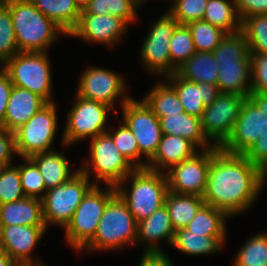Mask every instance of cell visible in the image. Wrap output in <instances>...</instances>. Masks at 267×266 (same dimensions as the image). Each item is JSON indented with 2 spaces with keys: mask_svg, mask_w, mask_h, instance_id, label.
<instances>
[{
  "mask_svg": "<svg viewBox=\"0 0 267 266\" xmlns=\"http://www.w3.org/2000/svg\"><path fill=\"white\" fill-rule=\"evenodd\" d=\"M46 226H0V246L15 263H41L31 256L35 245L44 235Z\"/></svg>",
  "mask_w": 267,
  "mask_h": 266,
  "instance_id": "obj_18",
  "label": "cell"
},
{
  "mask_svg": "<svg viewBox=\"0 0 267 266\" xmlns=\"http://www.w3.org/2000/svg\"><path fill=\"white\" fill-rule=\"evenodd\" d=\"M107 188L102 192L99 185H94L64 228L68 244L76 250H82L94 238L103 211L116 194L115 187L108 185Z\"/></svg>",
  "mask_w": 267,
  "mask_h": 266,
  "instance_id": "obj_7",
  "label": "cell"
},
{
  "mask_svg": "<svg viewBox=\"0 0 267 266\" xmlns=\"http://www.w3.org/2000/svg\"><path fill=\"white\" fill-rule=\"evenodd\" d=\"M94 185L97 183H90L89 178L78 169L76 174L64 184L40 195L46 228L50 223L65 228L87 192Z\"/></svg>",
  "mask_w": 267,
  "mask_h": 266,
  "instance_id": "obj_6",
  "label": "cell"
},
{
  "mask_svg": "<svg viewBox=\"0 0 267 266\" xmlns=\"http://www.w3.org/2000/svg\"><path fill=\"white\" fill-rule=\"evenodd\" d=\"M13 153H16L14 132L0 125V168L12 165Z\"/></svg>",
  "mask_w": 267,
  "mask_h": 266,
  "instance_id": "obj_47",
  "label": "cell"
},
{
  "mask_svg": "<svg viewBox=\"0 0 267 266\" xmlns=\"http://www.w3.org/2000/svg\"><path fill=\"white\" fill-rule=\"evenodd\" d=\"M46 17L53 20L69 36L79 21L81 10L74 0H30Z\"/></svg>",
  "mask_w": 267,
  "mask_h": 266,
  "instance_id": "obj_28",
  "label": "cell"
},
{
  "mask_svg": "<svg viewBox=\"0 0 267 266\" xmlns=\"http://www.w3.org/2000/svg\"><path fill=\"white\" fill-rule=\"evenodd\" d=\"M10 10L19 52H46L66 32L43 15L30 0H3Z\"/></svg>",
  "mask_w": 267,
  "mask_h": 266,
  "instance_id": "obj_2",
  "label": "cell"
},
{
  "mask_svg": "<svg viewBox=\"0 0 267 266\" xmlns=\"http://www.w3.org/2000/svg\"><path fill=\"white\" fill-rule=\"evenodd\" d=\"M266 130V115L247 97L241 106L231 135L220 148L228 153L245 154Z\"/></svg>",
  "mask_w": 267,
  "mask_h": 266,
  "instance_id": "obj_15",
  "label": "cell"
},
{
  "mask_svg": "<svg viewBox=\"0 0 267 266\" xmlns=\"http://www.w3.org/2000/svg\"><path fill=\"white\" fill-rule=\"evenodd\" d=\"M15 262L10 258V256L0 249V266H14Z\"/></svg>",
  "mask_w": 267,
  "mask_h": 266,
  "instance_id": "obj_52",
  "label": "cell"
},
{
  "mask_svg": "<svg viewBox=\"0 0 267 266\" xmlns=\"http://www.w3.org/2000/svg\"><path fill=\"white\" fill-rule=\"evenodd\" d=\"M168 11L179 24L203 20L208 0H173Z\"/></svg>",
  "mask_w": 267,
  "mask_h": 266,
  "instance_id": "obj_43",
  "label": "cell"
},
{
  "mask_svg": "<svg viewBox=\"0 0 267 266\" xmlns=\"http://www.w3.org/2000/svg\"><path fill=\"white\" fill-rule=\"evenodd\" d=\"M30 159L37 165L46 190L64 184L78 171L71 173L69 160L54 150L35 154Z\"/></svg>",
  "mask_w": 267,
  "mask_h": 266,
  "instance_id": "obj_26",
  "label": "cell"
},
{
  "mask_svg": "<svg viewBox=\"0 0 267 266\" xmlns=\"http://www.w3.org/2000/svg\"><path fill=\"white\" fill-rule=\"evenodd\" d=\"M129 178H132L130 192L123 188L124 182ZM115 189L137 223L165 205L169 192L166 174L162 170L158 172L147 168H136Z\"/></svg>",
  "mask_w": 267,
  "mask_h": 266,
  "instance_id": "obj_3",
  "label": "cell"
},
{
  "mask_svg": "<svg viewBox=\"0 0 267 266\" xmlns=\"http://www.w3.org/2000/svg\"><path fill=\"white\" fill-rule=\"evenodd\" d=\"M14 266H45L44 264L41 263H15Z\"/></svg>",
  "mask_w": 267,
  "mask_h": 266,
  "instance_id": "obj_54",
  "label": "cell"
},
{
  "mask_svg": "<svg viewBox=\"0 0 267 266\" xmlns=\"http://www.w3.org/2000/svg\"><path fill=\"white\" fill-rule=\"evenodd\" d=\"M125 87L121 75L100 67H91L83 73L76 95L105 103L113 108L116 114L113 102L123 95Z\"/></svg>",
  "mask_w": 267,
  "mask_h": 266,
  "instance_id": "obj_16",
  "label": "cell"
},
{
  "mask_svg": "<svg viewBox=\"0 0 267 266\" xmlns=\"http://www.w3.org/2000/svg\"><path fill=\"white\" fill-rule=\"evenodd\" d=\"M162 134L181 136L196 147H203L204 150L214 147L213 143L204 135L201 127V119L191 116L185 112L174 115H167L159 119Z\"/></svg>",
  "mask_w": 267,
  "mask_h": 266,
  "instance_id": "obj_25",
  "label": "cell"
},
{
  "mask_svg": "<svg viewBox=\"0 0 267 266\" xmlns=\"http://www.w3.org/2000/svg\"><path fill=\"white\" fill-rule=\"evenodd\" d=\"M244 156L267 175V130L260 135Z\"/></svg>",
  "mask_w": 267,
  "mask_h": 266,
  "instance_id": "obj_46",
  "label": "cell"
},
{
  "mask_svg": "<svg viewBox=\"0 0 267 266\" xmlns=\"http://www.w3.org/2000/svg\"><path fill=\"white\" fill-rule=\"evenodd\" d=\"M212 158V148L169 168L166 173L168 189L177 194L203 196Z\"/></svg>",
  "mask_w": 267,
  "mask_h": 266,
  "instance_id": "obj_14",
  "label": "cell"
},
{
  "mask_svg": "<svg viewBox=\"0 0 267 266\" xmlns=\"http://www.w3.org/2000/svg\"><path fill=\"white\" fill-rule=\"evenodd\" d=\"M139 266H173L168 256L161 252H144Z\"/></svg>",
  "mask_w": 267,
  "mask_h": 266,
  "instance_id": "obj_50",
  "label": "cell"
},
{
  "mask_svg": "<svg viewBox=\"0 0 267 266\" xmlns=\"http://www.w3.org/2000/svg\"><path fill=\"white\" fill-rule=\"evenodd\" d=\"M203 20L226 33L241 30L242 20L237 13L234 0H208Z\"/></svg>",
  "mask_w": 267,
  "mask_h": 266,
  "instance_id": "obj_31",
  "label": "cell"
},
{
  "mask_svg": "<svg viewBox=\"0 0 267 266\" xmlns=\"http://www.w3.org/2000/svg\"><path fill=\"white\" fill-rule=\"evenodd\" d=\"M143 101L159 119L184 112L178 94L169 84L158 83Z\"/></svg>",
  "mask_w": 267,
  "mask_h": 266,
  "instance_id": "obj_32",
  "label": "cell"
},
{
  "mask_svg": "<svg viewBox=\"0 0 267 266\" xmlns=\"http://www.w3.org/2000/svg\"><path fill=\"white\" fill-rule=\"evenodd\" d=\"M141 0H91L81 14L112 15L130 24L137 17Z\"/></svg>",
  "mask_w": 267,
  "mask_h": 266,
  "instance_id": "obj_34",
  "label": "cell"
},
{
  "mask_svg": "<svg viewBox=\"0 0 267 266\" xmlns=\"http://www.w3.org/2000/svg\"><path fill=\"white\" fill-rule=\"evenodd\" d=\"M212 53L216 61L250 60L248 43L241 30L226 33Z\"/></svg>",
  "mask_w": 267,
  "mask_h": 266,
  "instance_id": "obj_37",
  "label": "cell"
},
{
  "mask_svg": "<svg viewBox=\"0 0 267 266\" xmlns=\"http://www.w3.org/2000/svg\"><path fill=\"white\" fill-rule=\"evenodd\" d=\"M115 131L114 133L107 131V133L112 137L114 144L121 152V154L135 168H146L149 161H147L146 163L145 161L139 162L138 159L140 158L141 154L139 153L137 140L132 134L131 130L124 123H120V126Z\"/></svg>",
  "mask_w": 267,
  "mask_h": 266,
  "instance_id": "obj_41",
  "label": "cell"
},
{
  "mask_svg": "<svg viewBox=\"0 0 267 266\" xmlns=\"http://www.w3.org/2000/svg\"><path fill=\"white\" fill-rule=\"evenodd\" d=\"M46 104L43 98L28 89L13 86L2 126L14 132Z\"/></svg>",
  "mask_w": 267,
  "mask_h": 266,
  "instance_id": "obj_20",
  "label": "cell"
},
{
  "mask_svg": "<svg viewBox=\"0 0 267 266\" xmlns=\"http://www.w3.org/2000/svg\"><path fill=\"white\" fill-rule=\"evenodd\" d=\"M178 24L169 12L153 23L141 48V58L148 71L165 76L177 72L171 64L169 42Z\"/></svg>",
  "mask_w": 267,
  "mask_h": 266,
  "instance_id": "obj_12",
  "label": "cell"
},
{
  "mask_svg": "<svg viewBox=\"0 0 267 266\" xmlns=\"http://www.w3.org/2000/svg\"><path fill=\"white\" fill-rule=\"evenodd\" d=\"M78 8L82 11L89 4L91 0H74Z\"/></svg>",
  "mask_w": 267,
  "mask_h": 266,
  "instance_id": "obj_53",
  "label": "cell"
},
{
  "mask_svg": "<svg viewBox=\"0 0 267 266\" xmlns=\"http://www.w3.org/2000/svg\"><path fill=\"white\" fill-rule=\"evenodd\" d=\"M26 197L21 186L19 166L0 168V205Z\"/></svg>",
  "mask_w": 267,
  "mask_h": 266,
  "instance_id": "obj_42",
  "label": "cell"
},
{
  "mask_svg": "<svg viewBox=\"0 0 267 266\" xmlns=\"http://www.w3.org/2000/svg\"><path fill=\"white\" fill-rule=\"evenodd\" d=\"M25 163L19 165L21 186L26 197L39 198L41 192H46L45 183L37 165L30 159L25 158Z\"/></svg>",
  "mask_w": 267,
  "mask_h": 266,
  "instance_id": "obj_44",
  "label": "cell"
},
{
  "mask_svg": "<svg viewBox=\"0 0 267 266\" xmlns=\"http://www.w3.org/2000/svg\"><path fill=\"white\" fill-rule=\"evenodd\" d=\"M249 52L267 54V14L245 17L241 22Z\"/></svg>",
  "mask_w": 267,
  "mask_h": 266,
  "instance_id": "obj_35",
  "label": "cell"
},
{
  "mask_svg": "<svg viewBox=\"0 0 267 266\" xmlns=\"http://www.w3.org/2000/svg\"><path fill=\"white\" fill-rule=\"evenodd\" d=\"M205 204L202 196L168 192L165 205L168 209L173 229L185 228Z\"/></svg>",
  "mask_w": 267,
  "mask_h": 266,
  "instance_id": "obj_29",
  "label": "cell"
},
{
  "mask_svg": "<svg viewBox=\"0 0 267 266\" xmlns=\"http://www.w3.org/2000/svg\"><path fill=\"white\" fill-rule=\"evenodd\" d=\"M174 233L175 230L171 224L168 209L166 205H163L151 216L137 223L136 242H147L144 252H161L156 242L165 238L171 244Z\"/></svg>",
  "mask_w": 267,
  "mask_h": 266,
  "instance_id": "obj_23",
  "label": "cell"
},
{
  "mask_svg": "<svg viewBox=\"0 0 267 266\" xmlns=\"http://www.w3.org/2000/svg\"><path fill=\"white\" fill-rule=\"evenodd\" d=\"M137 222L116 193L107 203L94 238L82 249L109 250L136 243Z\"/></svg>",
  "mask_w": 267,
  "mask_h": 266,
  "instance_id": "obj_4",
  "label": "cell"
},
{
  "mask_svg": "<svg viewBox=\"0 0 267 266\" xmlns=\"http://www.w3.org/2000/svg\"><path fill=\"white\" fill-rule=\"evenodd\" d=\"M267 175L244 154L212 148L205 204L223 211L228 217L247 210L266 183Z\"/></svg>",
  "mask_w": 267,
  "mask_h": 266,
  "instance_id": "obj_1",
  "label": "cell"
},
{
  "mask_svg": "<svg viewBox=\"0 0 267 266\" xmlns=\"http://www.w3.org/2000/svg\"><path fill=\"white\" fill-rule=\"evenodd\" d=\"M216 62L219 69L217 78L219 92L248 97L251 93V61L228 60ZM248 80H250V83L247 82Z\"/></svg>",
  "mask_w": 267,
  "mask_h": 266,
  "instance_id": "obj_22",
  "label": "cell"
},
{
  "mask_svg": "<svg viewBox=\"0 0 267 266\" xmlns=\"http://www.w3.org/2000/svg\"><path fill=\"white\" fill-rule=\"evenodd\" d=\"M13 86L28 89L52 103L51 72L46 52H19L3 66Z\"/></svg>",
  "mask_w": 267,
  "mask_h": 266,
  "instance_id": "obj_5",
  "label": "cell"
},
{
  "mask_svg": "<svg viewBox=\"0 0 267 266\" xmlns=\"http://www.w3.org/2000/svg\"><path fill=\"white\" fill-rule=\"evenodd\" d=\"M189 140L174 135H162L155 155L149 160L147 169L160 172L193 157L197 151Z\"/></svg>",
  "mask_w": 267,
  "mask_h": 266,
  "instance_id": "obj_21",
  "label": "cell"
},
{
  "mask_svg": "<svg viewBox=\"0 0 267 266\" xmlns=\"http://www.w3.org/2000/svg\"><path fill=\"white\" fill-rule=\"evenodd\" d=\"M167 78L172 82L170 84L178 94L184 112L200 119L205 106L211 105L220 94L217 85L191 82L177 73Z\"/></svg>",
  "mask_w": 267,
  "mask_h": 266,
  "instance_id": "obj_19",
  "label": "cell"
},
{
  "mask_svg": "<svg viewBox=\"0 0 267 266\" xmlns=\"http://www.w3.org/2000/svg\"><path fill=\"white\" fill-rule=\"evenodd\" d=\"M247 97L220 93L215 101L205 106L201 117V127L208 140L220 147L231 135L241 106Z\"/></svg>",
  "mask_w": 267,
  "mask_h": 266,
  "instance_id": "obj_13",
  "label": "cell"
},
{
  "mask_svg": "<svg viewBox=\"0 0 267 266\" xmlns=\"http://www.w3.org/2000/svg\"><path fill=\"white\" fill-rule=\"evenodd\" d=\"M228 216L213 206L204 204L191 222L185 227L192 234H205V236H225V219Z\"/></svg>",
  "mask_w": 267,
  "mask_h": 266,
  "instance_id": "obj_33",
  "label": "cell"
},
{
  "mask_svg": "<svg viewBox=\"0 0 267 266\" xmlns=\"http://www.w3.org/2000/svg\"><path fill=\"white\" fill-rule=\"evenodd\" d=\"M267 117V94L251 92L248 96Z\"/></svg>",
  "mask_w": 267,
  "mask_h": 266,
  "instance_id": "obj_51",
  "label": "cell"
},
{
  "mask_svg": "<svg viewBox=\"0 0 267 266\" xmlns=\"http://www.w3.org/2000/svg\"><path fill=\"white\" fill-rule=\"evenodd\" d=\"M251 92L267 94V54L250 52Z\"/></svg>",
  "mask_w": 267,
  "mask_h": 266,
  "instance_id": "obj_45",
  "label": "cell"
},
{
  "mask_svg": "<svg viewBox=\"0 0 267 266\" xmlns=\"http://www.w3.org/2000/svg\"><path fill=\"white\" fill-rule=\"evenodd\" d=\"M76 97L77 102L67 114V125L62 137V143L66 146L106 133L107 113L113 109L102 102L78 95Z\"/></svg>",
  "mask_w": 267,
  "mask_h": 266,
  "instance_id": "obj_11",
  "label": "cell"
},
{
  "mask_svg": "<svg viewBox=\"0 0 267 266\" xmlns=\"http://www.w3.org/2000/svg\"><path fill=\"white\" fill-rule=\"evenodd\" d=\"M235 258L234 266H267V234L252 237Z\"/></svg>",
  "mask_w": 267,
  "mask_h": 266,
  "instance_id": "obj_39",
  "label": "cell"
},
{
  "mask_svg": "<svg viewBox=\"0 0 267 266\" xmlns=\"http://www.w3.org/2000/svg\"><path fill=\"white\" fill-rule=\"evenodd\" d=\"M12 89L13 84L10 77L0 68V125L4 124L6 108Z\"/></svg>",
  "mask_w": 267,
  "mask_h": 266,
  "instance_id": "obj_49",
  "label": "cell"
},
{
  "mask_svg": "<svg viewBox=\"0 0 267 266\" xmlns=\"http://www.w3.org/2000/svg\"><path fill=\"white\" fill-rule=\"evenodd\" d=\"M90 143L89 162L91 164H85L79 169L88 178L90 168H92L97 179H102L107 186L116 187L136 169L117 149L112 137L107 132L92 137ZM86 165L89 167H85Z\"/></svg>",
  "mask_w": 267,
  "mask_h": 266,
  "instance_id": "obj_9",
  "label": "cell"
},
{
  "mask_svg": "<svg viewBox=\"0 0 267 266\" xmlns=\"http://www.w3.org/2000/svg\"><path fill=\"white\" fill-rule=\"evenodd\" d=\"M171 64L178 69L192 55L196 49L187 25L178 24L169 42Z\"/></svg>",
  "mask_w": 267,
  "mask_h": 266,
  "instance_id": "obj_38",
  "label": "cell"
},
{
  "mask_svg": "<svg viewBox=\"0 0 267 266\" xmlns=\"http://www.w3.org/2000/svg\"><path fill=\"white\" fill-rule=\"evenodd\" d=\"M121 101L123 122L136 138L139 153L150 160L163 135L160 120L143 100L123 96Z\"/></svg>",
  "mask_w": 267,
  "mask_h": 266,
  "instance_id": "obj_10",
  "label": "cell"
},
{
  "mask_svg": "<svg viewBox=\"0 0 267 266\" xmlns=\"http://www.w3.org/2000/svg\"><path fill=\"white\" fill-rule=\"evenodd\" d=\"M19 53L9 8L0 3V66Z\"/></svg>",
  "mask_w": 267,
  "mask_h": 266,
  "instance_id": "obj_40",
  "label": "cell"
},
{
  "mask_svg": "<svg viewBox=\"0 0 267 266\" xmlns=\"http://www.w3.org/2000/svg\"><path fill=\"white\" fill-rule=\"evenodd\" d=\"M197 52H213L226 35L222 29L205 20H197L187 25Z\"/></svg>",
  "mask_w": 267,
  "mask_h": 266,
  "instance_id": "obj_36",
  "label": "cell"
},
{
  "mask_svg": "<svg viewBox=\"0 0 267 266\" xmlns=\"http://www.w3.org/2000/svg\"><path fill=\"white\" fill-rule=\"evenodd\" d=\"M218 63L212 52H195L177 69V74L191 82L217 85Z\"/></svg>",
  "mask_w": 267,
  "mask_h": 266,
  "instance_id": "obj_27",
  "label": "cell"
},
{
  "mask_svg": "<svg viewBox=\"0 0 267 266\" xmlns=\"http://www.w3.org/2000/svg\"><path fill=\"white\" fill-rule=\"evenodd\" d=\"M126 28L127 23L123 19L110 14H80L78 24L69 35L112 46L119 42Z\"/></svg>",
  "mask_w": 267,
  "mask_h": 266,
  "instance_id": "obj_17",
  "label": "cell"
},
{
  "mask_svg": "<svg viewBox=\"0 0 267 266\" xmlns=\"http://www.w3.org/2000/svg\"><path fill=\"white\" fill-rule=\"evenodd\" d=\"M54 102L47 103L25 124L14 131L15 152L21 158L52 151L57 131V115Z\"/></svg>",
  "mask_w": 267,
  "mask_h": 266,
  "instance_id": "obj_8",
  "label": "cell"
},
{
  "mask_svg": "<svg viewBox=\"0 0 267 266\" xmlns=\"http://www.w3.org/2000/svg\"><path fill=\"white\" fill-rule=\"evenodd\" d=\"M224 239L225 236L192 234V232L182 228L175 231L171 245L185 254L206 255L221 250Z\"/></svg>",
  "mask_w": 267,
  "mask_h": 266,
  "instance_id": "obj_30",
  "label": "cell"
},
{
  "mask_svg": "<svg viewBox=\"0 0 267 266\" xmlns=\"http://www.w3.org/2000/svg\"><path fill=\"white\" fill-rule=\"evenodd\" d=\"M241 20L245 17L267 14V0H234Z\"/></svg>",
  "mask_w": 267,
  "mask_h": 266,
  "instance_id": "obj_48",
  "label": "cell"
},
{
  "mask_svg": "<svg viewBox=\"0 0 267 266\" xmlns=\"http://www.w3.org/2000/svg\"><path fill=\"white\" fill-rule=\"evenodd\" d=\"M11 225L45 226L42 199L24 197L0 205V226Z\"/></svg>",
  "mask_w": 267,
  "mask_h": 266,
  "instance_id": "obj_24",
  "label": "cell"
}]
</instances>
